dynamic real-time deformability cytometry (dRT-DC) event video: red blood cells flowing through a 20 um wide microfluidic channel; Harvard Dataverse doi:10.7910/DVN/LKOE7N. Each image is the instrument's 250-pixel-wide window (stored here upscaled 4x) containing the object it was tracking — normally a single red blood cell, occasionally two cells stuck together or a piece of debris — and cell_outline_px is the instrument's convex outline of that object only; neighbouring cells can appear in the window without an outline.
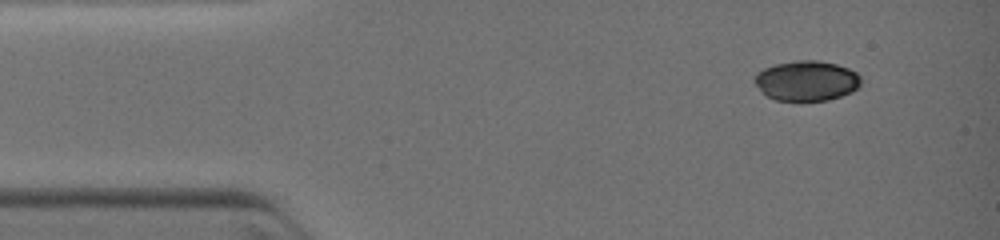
{"species": "common noctule bat (a hibernating species)", "species_latin": "Nyctalus noctula", "temperature_condition": "warm", "stored_images_in_passage": 5, "camera_frame_rate_fps": 3000, "um_per_image_px": 0.085, "animal": {"sex": "female", "body_mass_g": 19.0, "forearm_length_mm": 51.5}, "frame": {"image": 1, "passage_image": 1, "time_ms": 0.0, "image_size_px": [1000, 240], "cell_outline_px": [[860, 84], [852, 92], [828, 100], [776, 100], [768, 96], [752, 80], [756, 72], [764, 68], [776, 64], [796, 60], [820, 60], [836, 64], [848, 68], [856, 72], [860, 76]], "centroid_in_image_um": [68.56, 6.85], "position_along_channel_um": 16.4, "area_um2": 24.74}}
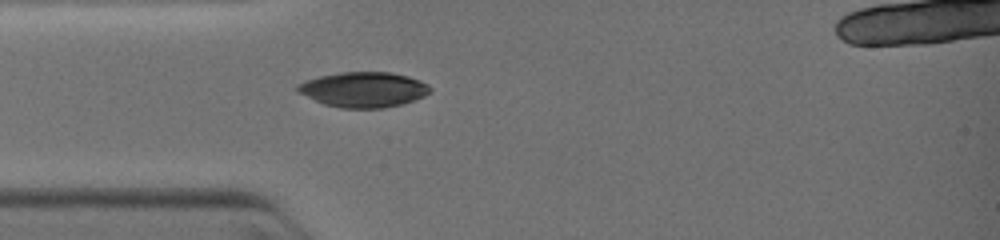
{"frame": {"image": 2, "passage_image": 5, "time_ms": 2.333, "image_size_px": [1000, 240], "cell_outline_px": [[432, 92], [424, 96], [400, 104], [384, 108], [340, 108], [324, 104], [296, 92], [296, 84], [304, 80], [320, 76], [340, 72], [392, 72], [408, 76], [420, 80], [428, 84], [432, 88]], "centroid_in_image_um": [30.89, 7.61], "position_along_channel_um": 54.1, "area_um2": 27.4}}